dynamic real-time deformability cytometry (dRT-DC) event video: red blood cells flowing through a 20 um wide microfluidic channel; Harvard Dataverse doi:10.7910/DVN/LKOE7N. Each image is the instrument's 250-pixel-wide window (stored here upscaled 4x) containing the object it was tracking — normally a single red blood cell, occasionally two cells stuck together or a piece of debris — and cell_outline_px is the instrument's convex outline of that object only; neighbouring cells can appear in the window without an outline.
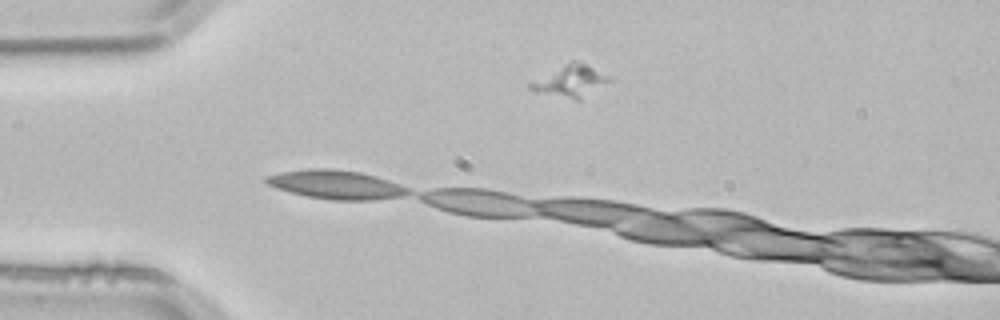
{"species": "common noctule bat (a hibernating species)", "species_latin": "Nyctalus noctula", "temperature_condition": "room temperature", "stored_images_in_passage": 3, "camera_frame_rate_fps": 3000, "um_per_image_px": 0.085, "animal": {"sex": "male", "body_mass_g": 21.5, "forearm_length_mm": 52.0}, "frame": {"image": 1, "passage_image": 1, "time_ms": 0.0, "image_size_px": [1000, 320], "cell_outline_px": [[612, 80], [580, 100], [576, 100], [536, 92], [528, 88], [528, 84], [572, 60], [584, 64], [612, 76]], "centroid_in_image_um": [48.53, 6.91], "position_along_channel_um": 36.5, "area_um2": 14.22}}